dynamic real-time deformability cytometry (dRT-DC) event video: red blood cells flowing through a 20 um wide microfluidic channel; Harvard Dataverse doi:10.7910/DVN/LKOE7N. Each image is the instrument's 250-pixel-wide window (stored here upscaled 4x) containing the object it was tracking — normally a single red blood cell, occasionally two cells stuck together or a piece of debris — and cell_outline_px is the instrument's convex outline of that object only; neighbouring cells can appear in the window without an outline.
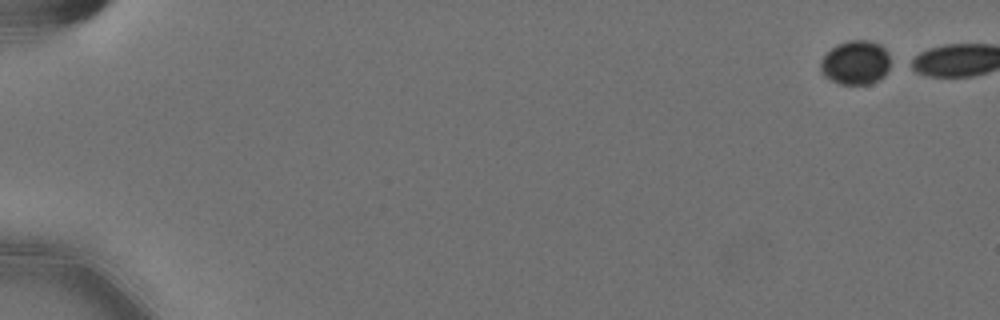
{"species": "Egyptian fruit bat (a non-hibernating species)", "species_latin": "Rousettus aegyptiacus", "temperature_condition": "cold", "stored_images_in_passage": 3, "camera_frame_rate_fps": 3000, "um_per_image_px": 0.085, "animal": {"sex": "female"}, "frame": {"image": 1, "passage_image": 1, "time_ms": 0.0, "image_size_px": [1000, 320], "cell_outline_px": [[888, 68], [884, 76], [868, 84], [840, 84], [824, 76], [820, 72], [820, 60], [836, 44], [848, 40], [868, 40], [880, 44], [888, 52]], "centroid_in_image_um": [72.69, 5.31], "position_along_channel_um": 12.3, "area_um2": 17.86}}